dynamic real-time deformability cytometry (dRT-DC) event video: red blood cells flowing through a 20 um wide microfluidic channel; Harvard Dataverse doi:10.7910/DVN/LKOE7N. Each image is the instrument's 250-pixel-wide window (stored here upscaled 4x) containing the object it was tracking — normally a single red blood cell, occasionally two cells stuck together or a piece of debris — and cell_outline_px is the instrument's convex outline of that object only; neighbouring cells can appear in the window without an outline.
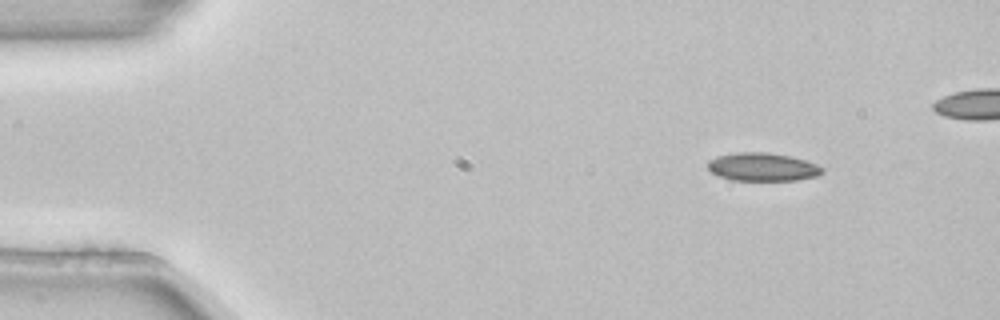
{"species": "common noctule bat (a hibernating species)", "species_latin": "Nyctalus noctula", "temperature_condition": "room temperature", "stored_images_in_passage": 4, "camera_frame_rate_fps": 3000, "um_per_image_px": 0.085, "animal": {"sex": "female", "body_mass_g": 22.7, "forearm_length_mm": 54.2}, "frame": {"image": 1, "passage_image": 1, "time_ms": 0.0, "image_size_px": [1000, 320], "cell_outline_px": [[824, 172], [820, 176], [796, 180], [732, 180], [720, 176], [712, 172], [708, 168], [708, 160], [716, 156], [736, 152], [768, 152], [792, 156], [816, 164], [824, 168]], "centroid_in_image_um": [64.85, 14.18], "position_along_channel_um": 20.2, "area_um2": 18.96}}